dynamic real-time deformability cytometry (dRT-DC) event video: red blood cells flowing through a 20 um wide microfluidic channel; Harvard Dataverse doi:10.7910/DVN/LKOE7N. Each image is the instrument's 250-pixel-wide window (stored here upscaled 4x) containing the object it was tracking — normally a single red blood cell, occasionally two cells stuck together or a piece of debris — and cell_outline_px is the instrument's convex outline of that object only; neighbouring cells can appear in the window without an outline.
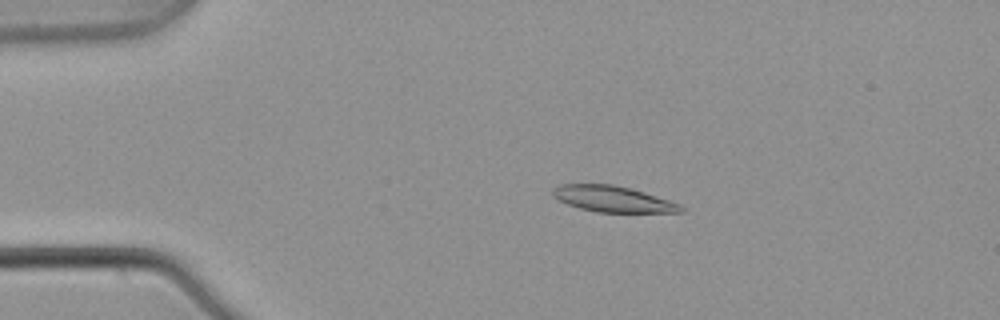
{"species": "common noctule bat (a hibernating species)", "species_latin": "Nyctalus noctula", "temperature_condition": "warm", "stored_images_in_passage": 4, "camera_frame_rate_fps": 3000, "um_per_image_px": 0.085, "animal": {"sex": "male", "body_mass_g": 21.5, "forearm_length_mm": 52.0}, "frame": {"image": 1, "passage_image": 2, "time_ms": 0.333, "image_size_px": [1000, 320], "cell_outline_px": [[684, 212], [596, 212], [580, 208], [568, 204], [552, 196], [552, 188], [560, 184], [612, 184], [632, 188], [680, 204], [684, 208]], "centroid_in_image_um": [52.08, 16.91], "position_along_channel_um": 32.9, "area_um2": 19.36}}
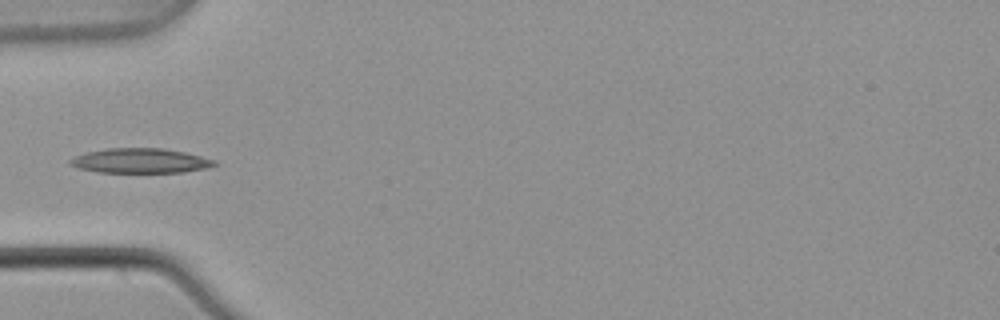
{"frame": {"image": 2, "passage_image": 4, "time_ms": 1.0, "image_size_px": [1000, 320], "cell_outline_px": [[220, 164], [208, 168], [184, 172], [96, 172], [76, 168], [68, 164], [68, 160], [84, 152], [104, 148], [164, 148], [184, 152], [216, 160]], "centroid_in_image_um": [11.91, 13.66], "position_along_channel_um": 73.1, "area_um2": 21.1}}